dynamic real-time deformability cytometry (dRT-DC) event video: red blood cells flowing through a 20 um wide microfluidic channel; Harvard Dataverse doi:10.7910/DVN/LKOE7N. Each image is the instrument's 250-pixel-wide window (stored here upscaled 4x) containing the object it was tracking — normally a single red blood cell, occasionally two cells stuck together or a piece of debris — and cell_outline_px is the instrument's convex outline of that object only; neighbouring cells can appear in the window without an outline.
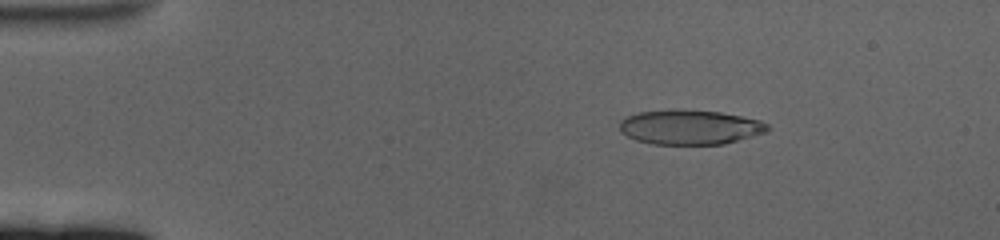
{"species": "human", "species_latin": "Homo sapiens", "temperature_condition": "cold", "stored_images_in_passage": 60, "camera_frame_rate_fps": 3000, "um_per_image_px": 0.085, "donor": {"sex": "female"}, "frame": {"image": 1, "passage_image": 10, "time_ms": 3.0, "image_size_px": [1000, 240], "cell_outline_px": [[768, 132], [724, 144], [652, 144], [636, 140], [620, 132], [620, 120], [628, 116], [640, 112], [676, 108], [720, 112], [760, 120], [768, 124]], "centroid_in_image_um": [58.64, 10.8], "position_along_channel_um": 26.4, "area_um2": 30.06}}
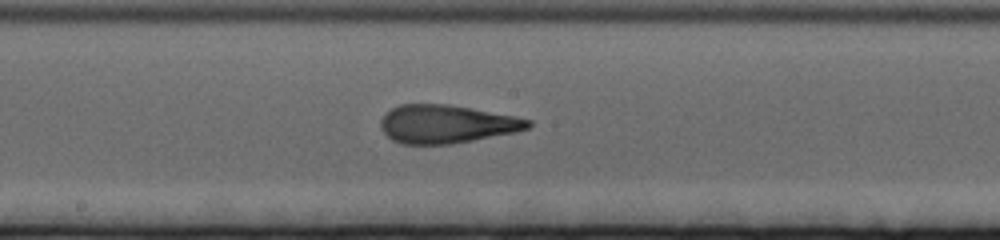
{"frame": {"image": 2, "passage_image": 33, "time_ms": 10.667, "image_size_px": [1000, 240], "cell_outline_px": [[532, 124], [528, 128], [516, 132], [452, 144], [400, 144], [392, 140], [380, 128], [380, 120], [392, 108], [400, 104], [448, 104], [472, 108], [516, 116], [532, 120]], "centroid_in_image_um": [37.97, 10.54], "position_along_channel_um": 210.2, "area_um2": 32.95}}
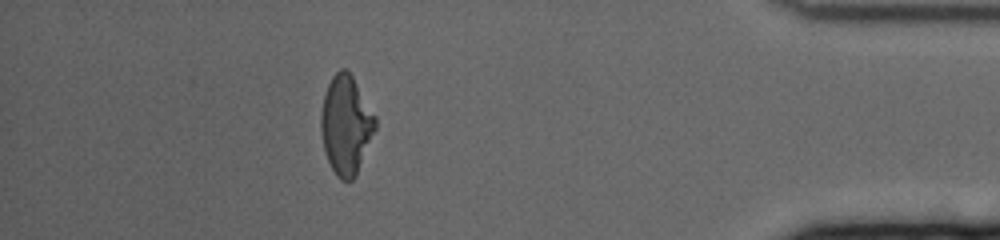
{"frame": {"image": 3, "passage_image": 54, "time_ms": 17.667, "image_size_px": [1000, 240], "cell_outline_px": [[376, 128], [356, 176], [352, 180], [340, 180], [336, 176], [324, 152], [320, 132], [320, 112], [324, 96], [328, 84], [332, 76], [340, 68], [344, 68], [352, 76], [376, 116]], "centroid_in_image_um": [29.39, 10.63], "position_along_channel_um": 405.8, "area_um2": 31.33}, "authors_computed_cell_mechanics": {"area_um2": 31.9634, "velocity_mm_per_s": 3.3974, "shape_relaxation_time_tau1_ms": 5.3799, "shape_relaxation_time_tau2_ms": 1.5939, "deformation_change_tau1": 0.1937, "deformation_change_tau2": 0.1132}}